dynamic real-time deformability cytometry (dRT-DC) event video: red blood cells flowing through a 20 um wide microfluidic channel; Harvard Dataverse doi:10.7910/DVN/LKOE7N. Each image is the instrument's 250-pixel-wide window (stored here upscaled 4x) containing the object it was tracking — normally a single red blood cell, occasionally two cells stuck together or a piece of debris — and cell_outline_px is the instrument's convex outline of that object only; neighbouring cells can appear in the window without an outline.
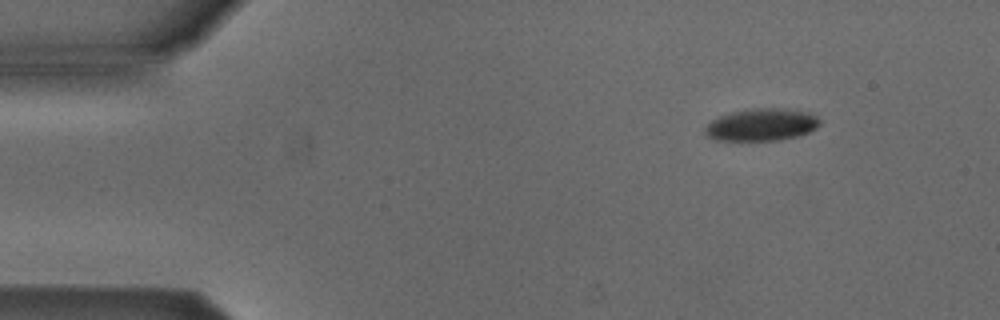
{"species": "Egyptian fruit bat (a non-hibernating species)", "species_latin": "Rousettus aegyptiacus", "temperature_condition": "cold", "stored_images_in_passage": 47, "camera_frame_rate_fps": 3000, "um_per_image_px": 0.085, "animal": {"sex": "male"}, "frame": {"image": 1, "passage_image": 1, "time_ms": 0.0, "image_size_px": [1000, 320], "cell_outline_px": [[820, 124], [816, 128], [808, 132], [796, 136], [780, 140], [712, 140], [704, 132], [704, 128], [712, 120], [720, 116], [732, 112], [752, 108], [776, 108], [808, 112], [816, 116], [820, 120]], "centroid_in_image_um": [64.71, 10.6], "position_along_channel_um": 20.3, "area_um2": 21.44}}
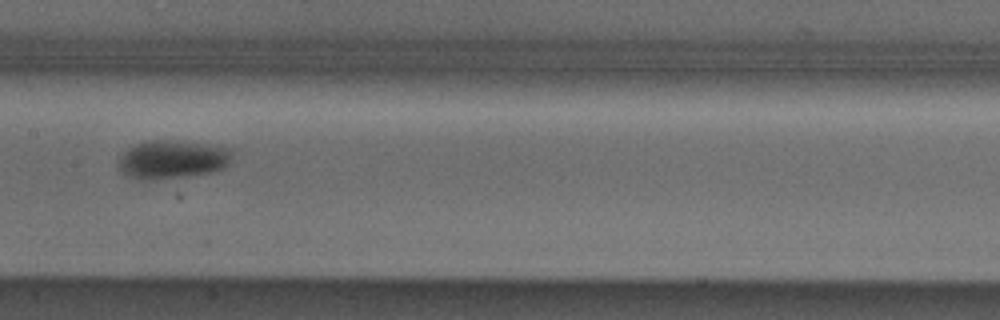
{"frame": {"image": 2, "passage_image": 21, "time_ms": 6.667, "image_size_px": [1000, 320], "cell_outline_px": [[232, 148], [228, 164], [224, 168], [212, 172], [184, 176], [148, 180], [140, 180], [128, 176], [120, 172], [116, 164], [120, 156], [128, 148], [136, 144], [148, 140], [168, 140]], "centroid_in_image_um": [14.57, 13.56], "position_along_channel_um": 192.8, "area_um2": 25.32}}
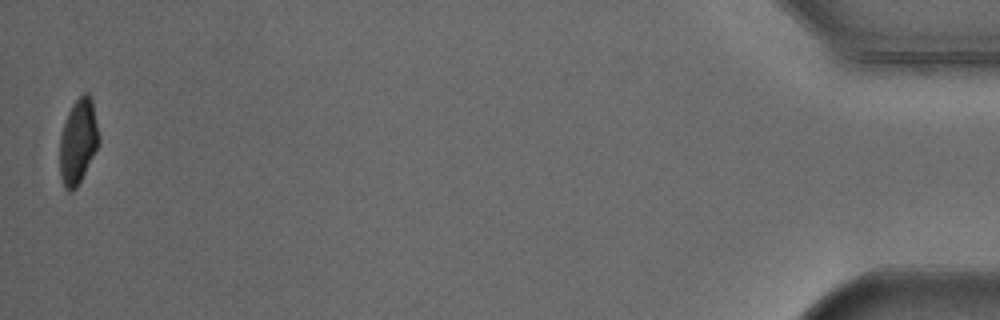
{"frame": {"image": 3, "passage_image": 47, "time_ms": 15.333, "image_size_px": [1000, 320], "cell_outline_px": [[100, 140], [76, 188], [72, 192], [68, 192], [64, 188], [60, 176], [60, 136], [68, 112], [72, 104], [84, 92], [88, 92], [92, 100]], "centroid_in_image_um": [6.62, 12.02], "position_along_channel_um": 428.6, "area_um2": 19.07}, "authors_computed_cell_mechanics": {"area_um2": 23.2934, "velocity_mm_per_s": 3.8665, "shape_relaxation_time_tau1_ms": 2.9618, "shape_relaxation_time_tau2_ms": null, "deformation_change_tau1": 0.1019, "deformation_change_tau2": null}}